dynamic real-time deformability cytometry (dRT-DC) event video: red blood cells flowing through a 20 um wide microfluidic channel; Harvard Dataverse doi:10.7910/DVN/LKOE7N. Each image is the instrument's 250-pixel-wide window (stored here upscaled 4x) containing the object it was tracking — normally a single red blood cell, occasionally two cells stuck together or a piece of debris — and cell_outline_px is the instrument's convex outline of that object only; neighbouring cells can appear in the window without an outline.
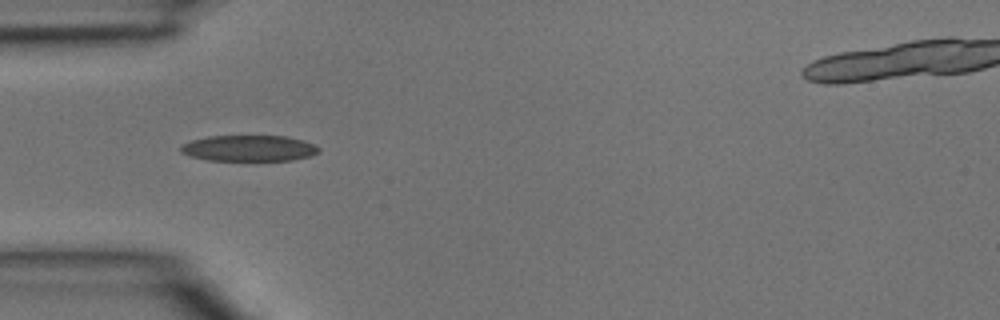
{"species": "common noctule bat (a hibernating species)", "species_latin": "Nyctalus noctula", "temperature_condition": "room temperature", "stored_images_in_passage": 19, "camera_frame_rate_fps": 3000, "um_per_image_px": 0.085, "animal": {"sex": "male", "body_mass_g": 15.6}, "frame": {"image": 1, "passage_image": 1, "time_ms": 0.0, "image_size_px": [1000, 320], "cell_outline_px": [[320, 152], [308, 156], [292, 160], [208, 160], [192, 156], [180, 152], [180, 144], [192, 140], [208, 136], [288, 136], [304, 140], [316, 144], [320, 148]], "centroid_in_image_um": [21.18, 12.59], "position_along_channel_um": 63.8, "area_um2": 20.98}}